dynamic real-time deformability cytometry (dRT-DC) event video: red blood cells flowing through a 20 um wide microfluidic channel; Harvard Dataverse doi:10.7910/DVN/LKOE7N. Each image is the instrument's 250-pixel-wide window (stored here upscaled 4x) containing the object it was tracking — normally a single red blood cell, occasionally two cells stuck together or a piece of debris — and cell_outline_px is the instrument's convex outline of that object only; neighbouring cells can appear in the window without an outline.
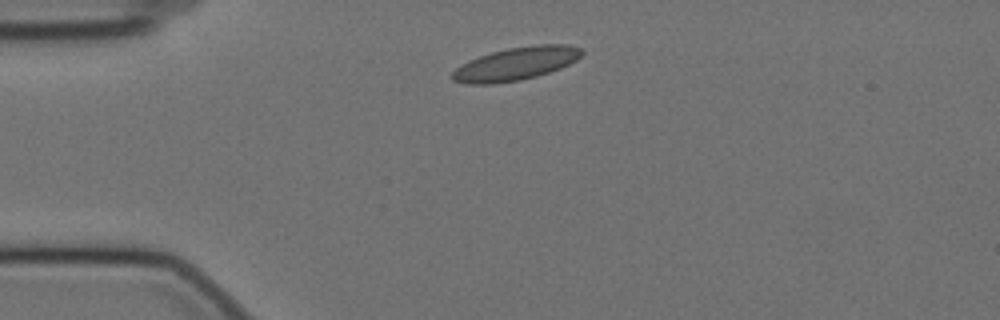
{"species": "Egyptian fruit bat (a non-hibernating species)", "species_latin": "Rousettus aegyptiacus", "temperature_condition": "cold", "stored_images_in_passage": 46, "camera_frame_rate_fps": 3000, "um_per_image_px": 0.085, "animal": {"sex": "female"}, "frame": {"image": 1, "passage_image": 1, "time_ms": 0.0, "image_size_px": [1000, 320], "cell_outline_px": [[584, 52], [576, 60], [560, 68], [536, 76], [520, 80], [492, 84], [468, 84], [452, 80], [452, 72], [456, 68], [468, 60], [492, 52], [508, 48], [536, 44], [568, 44], [584, 48]], "centroid_in_image_um": [43.87, 5.41], "position_along_channel_um": 41.1, "area_um2": 24.91}}
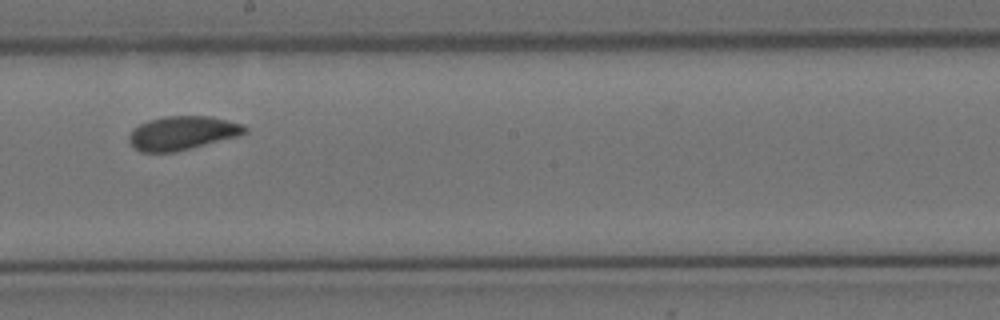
{"frame": {"image": 2, "passage_image": 20, "time_ms": 6.333, "image_size_px": [1000, 320], "cell_outline_px": [[248, 132], [240, 136], [176, 152], [140, 152], [128, 140], [128, 136], [132, 128], [148, 120], [164, 116], [212, 116], [244, 124], [248, 128]], "centroid_in_image_um": [15.54, 11.3], "position_along_channel_um": 232.7, "area_um2": 23.12}}
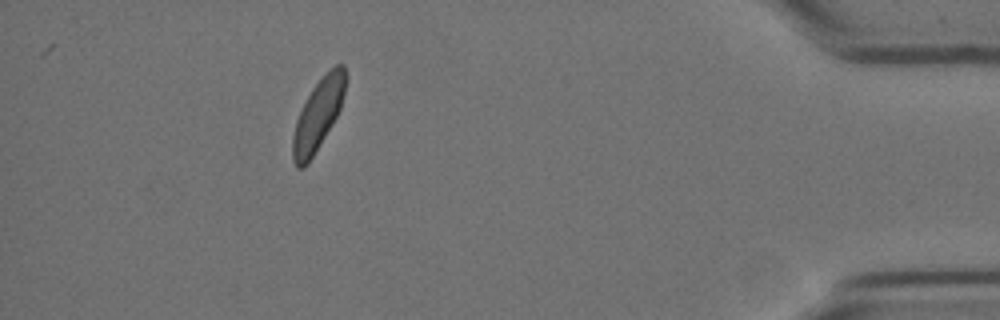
{"frame": {"image": 3, "passage_image": 40, "time_ms": 13.0, "image_size_px": [1000, 320], "cell_outline_px": [[344, 92], [340, 108], [332, 124], [308, 164], [304, 168], [296, 168], [292, 160], [292, 136], [296, 120], [312, 88], [336, 64], [344, 64]], "centroid_in_image_um": [26.99, 9.84], "position_along_channel_um": 408.2, "area_um2": 21.21}, "authors_computed_cell_mechanics": {"area_um2": 22.4842, "velocity_mm_per_s": 3.4406, "shape_relaxation_time_tau1_ms": 3.8595, "shape_relaxation_time_tau2_ms": 1.6485, "deformation_change_tau1": 0.0943, "deformation_change_tau2": 0.0469}}